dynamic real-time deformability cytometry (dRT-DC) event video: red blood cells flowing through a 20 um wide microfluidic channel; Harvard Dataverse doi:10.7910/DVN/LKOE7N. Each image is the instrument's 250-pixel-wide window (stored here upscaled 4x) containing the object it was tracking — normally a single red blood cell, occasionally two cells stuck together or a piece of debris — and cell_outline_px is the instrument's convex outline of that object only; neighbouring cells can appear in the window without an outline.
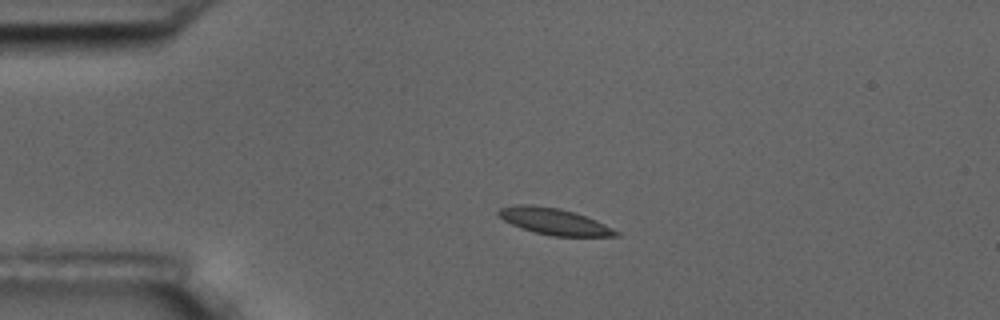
{"species": "common noctule bat (a hibernating species)", "species_latin": "Nyctalus noctula", "temperature_condition": "room temperature", "stored_images_in_passage": 4, "camera_frame_rate_fps": 3000, "um_per_image_px": 0.085, "animal": {"sex": "male", "body_mass_g": 17.5, "forearm_length_mm": 52.3}, "frame": {"image": 1, "passage_image": 3, "time_ms": 2.333, "image_size_px": [1000, 320], "cell_outline_px": [[620, 236], [552, 236], [520, 228], [496, 216], [496, 212], [500, 208], [512, 204], [532, 204], [560, 208], [596, 220], [620, 232]], "centroid_in_image_um": [47.04, 18.81], "position_along_channel_um": 38.0, "area_um2": 18.15}}